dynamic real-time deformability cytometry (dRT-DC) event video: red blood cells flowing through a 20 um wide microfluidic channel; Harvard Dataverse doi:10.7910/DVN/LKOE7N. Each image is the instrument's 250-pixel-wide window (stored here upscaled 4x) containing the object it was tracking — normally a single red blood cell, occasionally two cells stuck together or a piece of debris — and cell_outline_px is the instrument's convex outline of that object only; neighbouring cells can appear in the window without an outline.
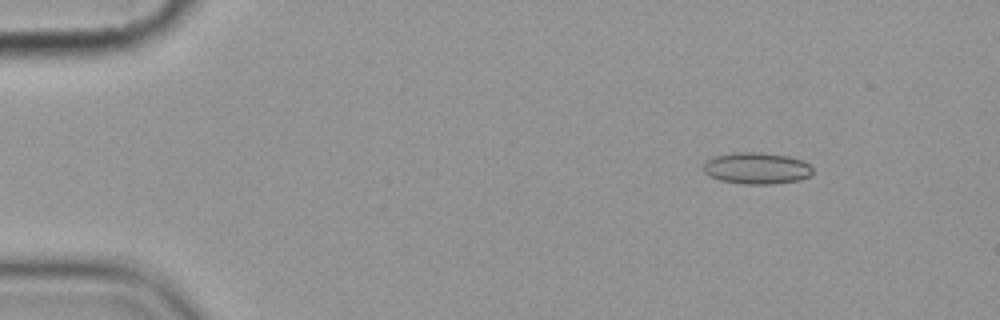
{"species": "common noctule bat (a hibernating species)", "species_latin": "Nyctalus noctula", "temperature_condition": "cold", "stored_images_in_passage": 6, "camera_frame_rate_fps": 3000, "um_per_image_px": 0.085, "animal": {"sex": "female", "body_mass_g": 19.9}, "frame": {"image": 1, "passage_image": 2, "time_ms": 1.333, "image_size_px": [1000, 320], "cell_outline_px": [[812, 176], [800, 180], [772, 184], [744, 184], [720, 180], [708, 176], [704, 172], [704, 160], [716, 156], [740, 152], [756, 152], [788, 156], [804, 160], [812, 168]], "centroid_in_image_um": [64.33, 14.31], "position_along_channel_um": 20.7, "area_um2": 20.17}}